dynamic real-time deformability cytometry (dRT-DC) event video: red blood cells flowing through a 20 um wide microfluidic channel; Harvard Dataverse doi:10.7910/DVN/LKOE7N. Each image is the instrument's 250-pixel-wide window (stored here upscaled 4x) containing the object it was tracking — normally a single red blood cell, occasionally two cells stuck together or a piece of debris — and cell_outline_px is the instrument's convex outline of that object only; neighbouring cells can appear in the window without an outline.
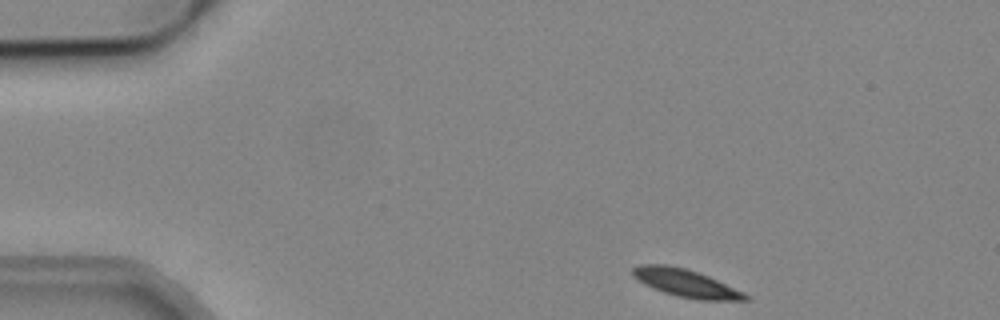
{"species": "common noctule bat (a hibernating species)", "species_latin": "Nyctalus noctula", "temperature_condition": "cold", "stored_images_in_passage": 11, "camera_frame_rate_fps": 3000, "um_per_image_px": 0.085, "animal": {"sex": "male", "body_mass_g": 19.2, "forearm_length_mm": 51.8}, "frame": {"image": 1, "passage_image": 1, "time_ms": 0.0, "image_size_px": [1000, 320], "cell_outline_px": [[748, 300], [696, 300], [676, 296], [664, 292], [644, 284], [636, 280], [632, 276], [632, 268], [640, 264], [664, 264], [684, 268], [708, 276], [744, 292], [748, 296]], "centroid_in_image_um": [58.25, 24.07], "position_along_channel_um": 26.7, "area_um2": 18.09}}